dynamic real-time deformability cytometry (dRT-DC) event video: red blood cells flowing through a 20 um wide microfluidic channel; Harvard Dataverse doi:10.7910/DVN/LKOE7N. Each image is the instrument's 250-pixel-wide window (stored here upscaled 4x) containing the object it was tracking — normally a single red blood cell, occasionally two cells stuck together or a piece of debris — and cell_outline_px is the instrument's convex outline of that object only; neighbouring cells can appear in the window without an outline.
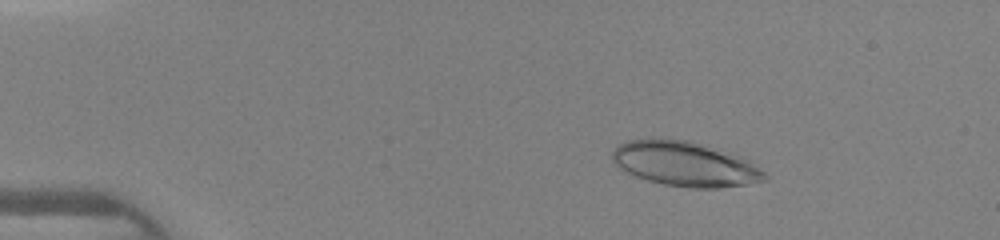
{"species": "human", "species_latin": "Homo sapiens", "temperature_condition": "warm", "stored_images_in_passage": 40, "camera_frame_rate_fps": 3000, "um_per_image_px": 0.085, "donor": {"sex": "female"}, "frame": {"image": 1, "passage_image": 2, "time_ms": 0.333, "image_size_px": [1000, 240], "cell_outline_px": [[768, 180], [748, 184], [720, 188], [688, 188], [664, 184], [648, 180], [636, 176], [616, 168], [612, 160], [612, 152], [620, 144], [628, 140], [688, 140], [708, 144], [740, 156], [748, 160], [764, 172], [768, 176]], "centroid_in_image_um": [58.26, 13.95], "position_along_channel_um": 26.7, "area_um2": 39.71}}
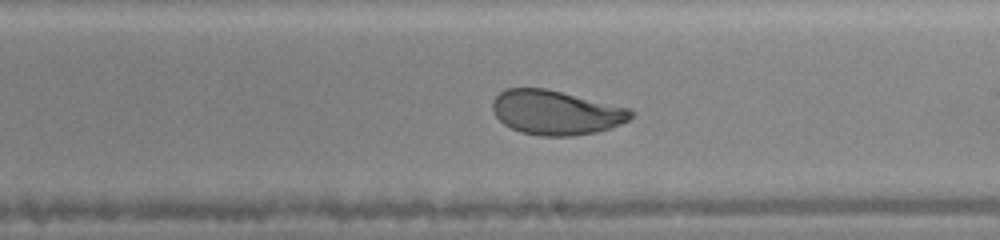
{"frame": {"image": 2, "passage_image": 22, "time_ms": 7.0, "image_size_px": [1000, 240], "cell_outline_px": [[636, 112], [628, 120], [608, 128], [596, 132], [572, 136], [540, 136], [520, 132], [504, 124], [496, 116], [492, 108], [492, 100], [500, 92], [508, 88], [544, 88], [632, 108]], "centroid_in_image_um": [47.26, 9.56], "position_along_channel_um": 241.7, "area_um2": 35.78}}
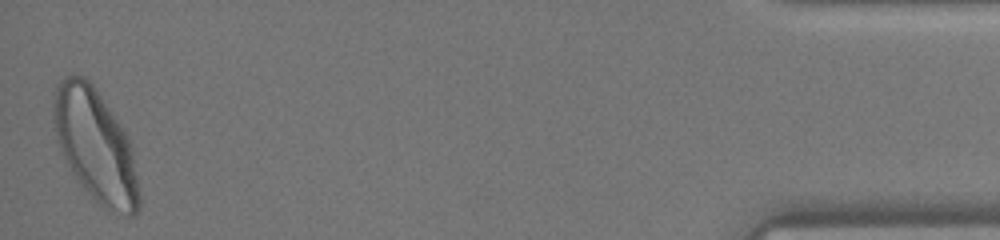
{"frame": {"image": 3, "passage_image": 40, "time_ms": 13.0, "image_size_px": [1000, 240], "cell_outline_px": [[140, 208], [132, 216], [128, 216], [108, 212], [84, 188], [76, 176], [56, 140], [52, 116], [52, 100], [56, 84], [60, 80], [72, 72], [80, 72], [96, 88], [124, 128], [128, 136], [132, 148], [140, 196]], "centroid_in_image_um": [8.11, 12.31], "position_along_channel_um": 427.1, "area_um2": 56.41}}